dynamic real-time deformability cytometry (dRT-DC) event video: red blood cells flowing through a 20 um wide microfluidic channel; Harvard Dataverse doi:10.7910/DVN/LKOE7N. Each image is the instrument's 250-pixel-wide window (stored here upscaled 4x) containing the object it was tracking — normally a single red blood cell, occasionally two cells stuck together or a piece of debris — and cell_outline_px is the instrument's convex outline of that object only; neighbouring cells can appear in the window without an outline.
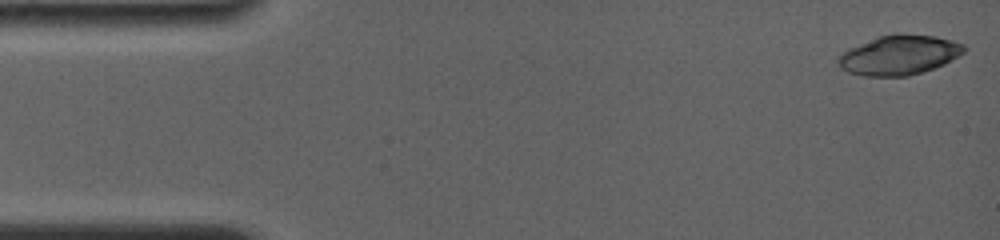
{"species": "common noctule bat (a hibernating species)", "species_latin": "Nyctalus noctula", "temperature_condition": "room temperature", "stored_images_in_passage": 9, "camera_frame_rate_fps": 4000, "um_per_image_px": 0.085, "animal": {"sex": "female", "body_mass_g": 19.0, "forearm_length_mm": 56.7}, "frame": {"image": 1, "passage_image": 1, "time_ms": 0.0, "image_size_px": [1000, 240], "cell_outline_px": [[968, 48], [964, 52], [944, 64], [908, 76], [864, 76], [848, 72], [840, 68], [836, 60], [848, 48], [880, 36], [896, 32], [900, 32], [936, 36], [952, 40], [964, 44]], "centroid_in_image_um": [76.43, 4.66], "position_along_channel_um": 8.6, "area_um2": 29.19}}
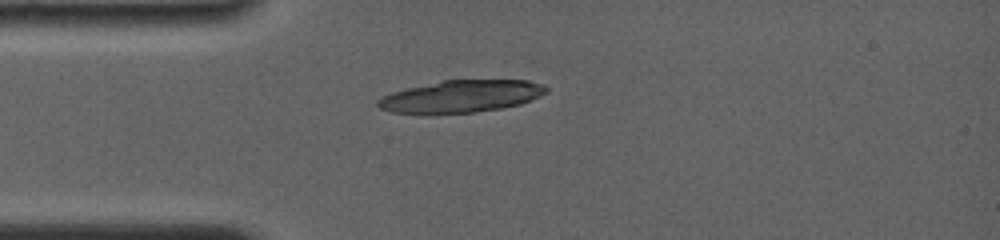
{"frame": {"image": 2, "passage_image": 9, "time_ms": 3.75, "image_size_px": [1000, 240], "cell_outline_px": [[548, 92], [520, 104], [500, 108], [472, 112], [392, 112], [380, 108], [376, 104], [376, 100], [392, 92], [440, 80], [528, 80], [540, 84], [548, 88]], "centroid_in_image_um": [39.22, 8.16], "position_along_channel_um": 45.8, "area_um2": 30.87}}